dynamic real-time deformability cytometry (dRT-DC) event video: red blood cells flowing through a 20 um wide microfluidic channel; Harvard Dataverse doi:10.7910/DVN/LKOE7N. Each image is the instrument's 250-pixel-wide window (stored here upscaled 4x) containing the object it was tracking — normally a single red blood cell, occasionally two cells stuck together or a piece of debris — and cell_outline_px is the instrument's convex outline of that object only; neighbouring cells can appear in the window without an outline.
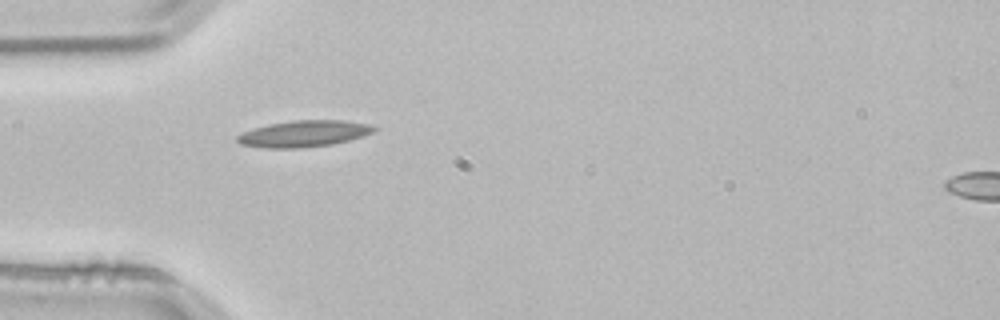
{"species": "common noctule bat (a hibernating species)", "species_latin": "Nyctalus noctula", "temperature_condition": "room temperature", "stored_images_in_passage": 38, "camera_frame_rate_fps": 3000, "um_per_image_px": 0.085, "animal": {"sex": "male", "body_mass_g": 21.5, "forearm_length_mm": 52.0}, "frame": {"image": 1, "passage_image": 1, "time_ms": 0.0, "image_size_px": [1000, 320], "cell_outline_px": [[376, 128], [372, 132], [348, 140], [332, 144], [300, 148], [264, 148], [240, 144], [236, 140], [236, 136], [244, 132], [268, 124], [292, 120], [344, 120], [368, 124]], "centroid_in_image_um": [25.78, 11.36], "position_along_channel_um": 59.2, "area_um2": 20.81}}
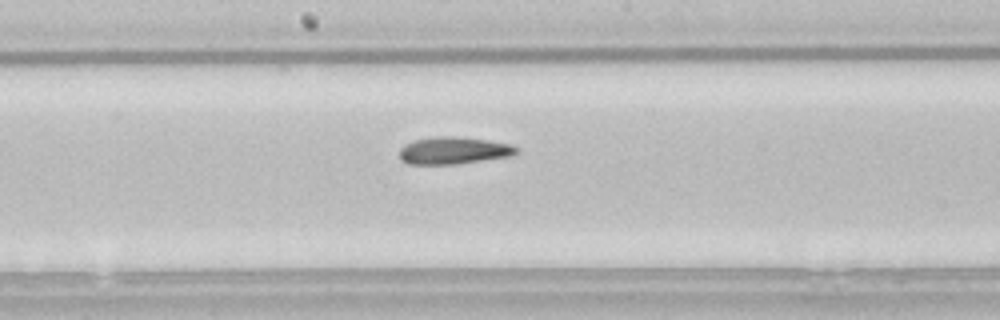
{"frame": {"image": 2, "passage_image": 13, "time_ms": 4.0, "image_size_px": [1000, 320], "cell_outline_px": [[520, 152], [508, 156], [456, 164], [408, 164], [400, 160], [400, 148], [404, 144], [416, 140], [436, 136], [456, 136], [488, 140], [512, 144]], "centroid_in_image_um": [38.54, 12.79], "position_along_channel_um": 209.7, "area_um2": 18.5}}
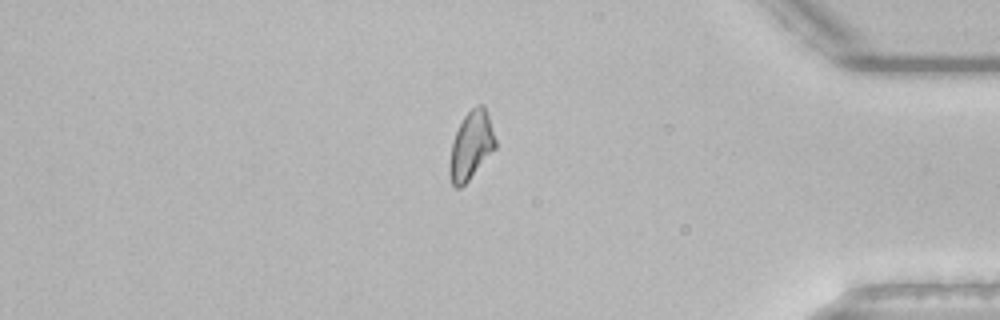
{"frame": {"image": 3, "passage_image": 30, "time_ms": 9.667, "image_size_px": [1000, 320], "cell_outline_px": [[496, 148], [468, 180], [460, 188], [456, 188], [452, 184], [448, 172], [448, 164], [452, 140], [464, 116], [476, 104], [484, 104], [488, 112], [496, 140]], "centroid_in_image_um": [40.03, 12.35], "position_along_channel_um": 395.2, "area_um2": 18.32}, "authors_computed_cell_mechanics": {"area_um2": 18.6116, "velocity_mm_per_s": 3.8242, "shape_relaxation_time_tau1_ms": null, "shape_relaxation_time_tau2_ms": 3.9415, "deformation_change_tau1": null, "deformation_change_tau2": 0.109}}